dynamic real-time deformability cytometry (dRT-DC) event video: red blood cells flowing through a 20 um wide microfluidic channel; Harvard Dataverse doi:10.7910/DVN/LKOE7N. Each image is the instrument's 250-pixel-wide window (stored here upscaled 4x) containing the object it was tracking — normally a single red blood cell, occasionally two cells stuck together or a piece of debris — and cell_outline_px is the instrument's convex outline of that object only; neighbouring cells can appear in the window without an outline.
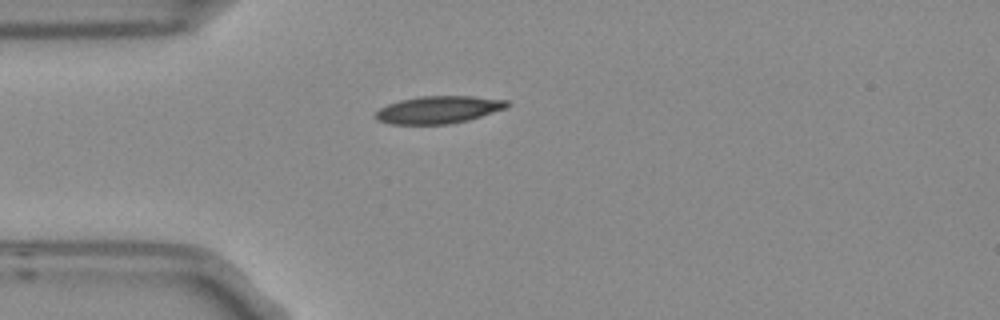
{"species": "Egyptian fruit bat (a non-hibernating species)", "species_latin": "Rousettus aegyptiacus", "temperature_condition": "room temperature", "stored_images_in_passage": 1, "camera_frame_rate_fps": 3000, "um_per_image_px": 0.085, "frame": {"image": 1, "passage_image": 1, "time_ms": 0.0, "image_size_px": [1000, 320], "cell_outline_px": [[512, 104], [508, 108], [468, 120], [448, 124], [392, 124], [376, 120], [372, 116], [372, 112], [388, 104], [400, 100], [420, 96], [472, 96], [508, 100]], "centroid_in_image_um": [37.26, 9.32], "position_along_channel_um": 47.7, "area_um2": 21.33}}